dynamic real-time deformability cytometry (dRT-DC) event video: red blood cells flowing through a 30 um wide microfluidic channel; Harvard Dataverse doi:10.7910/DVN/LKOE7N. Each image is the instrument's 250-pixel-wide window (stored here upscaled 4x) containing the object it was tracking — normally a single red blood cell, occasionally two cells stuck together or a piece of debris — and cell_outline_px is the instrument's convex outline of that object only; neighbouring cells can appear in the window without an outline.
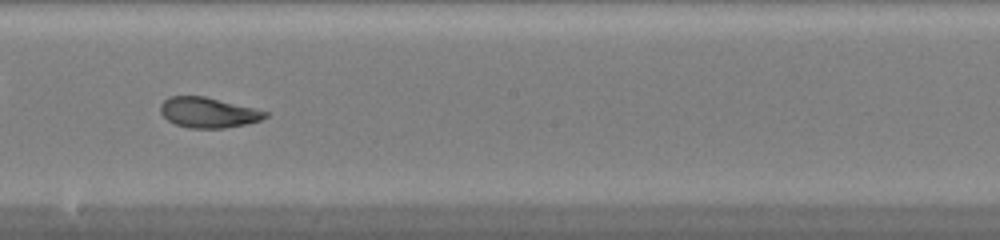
{"species": "common noctule bat (a hibernating species)", "species_latin": "Nyctalus noctula", "temperature_condition": "warm", "stored_images_in_passage": 50, "camera_frame_rate_fps": 3000, "um_per_image_px": 0.085, "animal": {"sex": "female", "body_mass_g": 20.0, "forearm_length_mm": 54.0}, "frame": {"image": 1, "passage_image": 29, "time_ms": 9.333, "image_size_px": [1000, 240], "cell_outline_px": [[268, 116], [260, 120], [244, 124], [224, 128], [188, 128], [176, 124], [168, 120], [160, 112], [160, 104], [168, 96], [204, 96], [268, 112]], "centroid_in_image_um": [17.65, 9.56], "position_along_channel_um": 230.6, "area_um2": 18.26}, "authors_computed_cell_mechanics": {"area_um2": 20.0566, "velocity_mm_per_s": 4.2359, "shape_relaxation_time_tau1_ms": 4.2345, "shape_relaxation_time_tau2_ms": 1.0828, "deformation_change_tau1": 0.1775, "deformation_change_tau2": 0.0819}}